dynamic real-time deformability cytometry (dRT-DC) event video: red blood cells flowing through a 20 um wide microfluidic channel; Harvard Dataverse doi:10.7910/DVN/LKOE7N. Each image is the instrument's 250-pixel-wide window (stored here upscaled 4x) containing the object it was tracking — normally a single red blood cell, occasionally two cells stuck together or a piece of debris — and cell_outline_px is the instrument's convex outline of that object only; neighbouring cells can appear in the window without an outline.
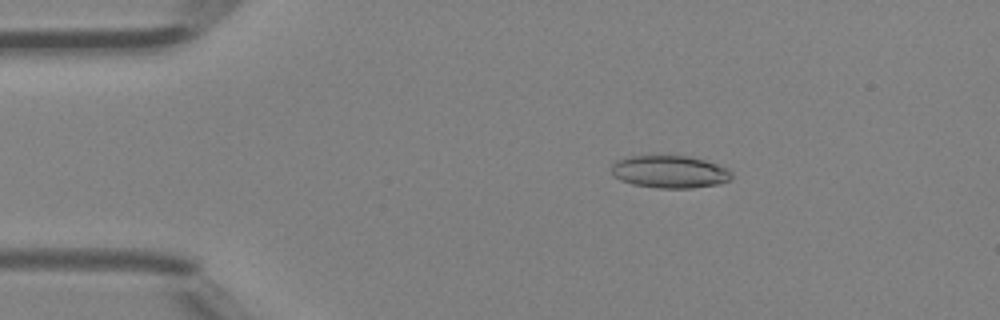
{"species": "Egyptian fruit bat (a non-hibernating species)", "species_latin": "Rousettus aegyptiacus", "temperature_condition": "room temperature", "stored_images_in_passage": 48, "camera_frame_rate_fps": 3000, "um_per_image_px": 0.085, "animal": {"sex": "female"}, "frame": {"image": 1, "passage_image": 9, "time_ms": 2.667, "image_size_px": [1000, 320], "cell_outline_px": [[732, 176], [728, 180], [720, 184], [692, 188], [660, 188], [632, 184], [620, 180], [612, 176], [612, 164], [616, 160], [624, 156], [688, 156], [704, 160], [728, 168], [732, 172]], "centroid_in_image_um": [56.9, 14.6], "position_along_channel_um": 28.1, "area_um2": 22.89}}
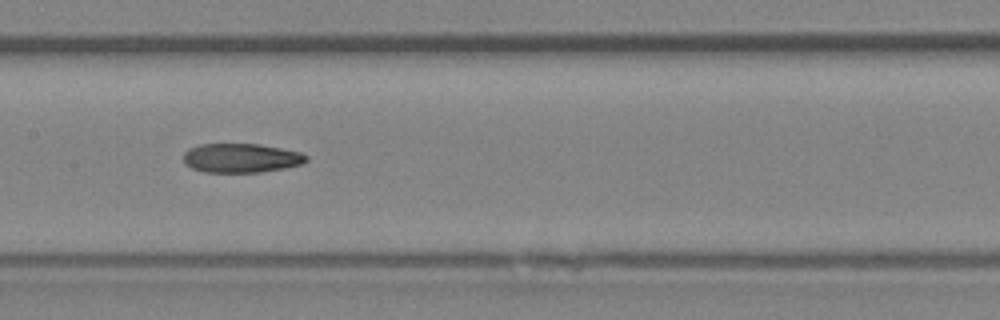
{"frame": {"image": 2, "passage_image": 24, "time_ms": 7.667, "image_size_px": [1000, 320], "cell_outline_px": [[308, 160], [300, 164], [284, 168], [256, 172], [204, 172], [192, 168], [184, 160], [184, 152], [188, 148], [200, 144], [260, 144], [300, 152], [308, 156]], "centroid_in_image_um": [20.49, 13.42], "position_along_channel_um": 186.9, "area_um2": 20.69}}
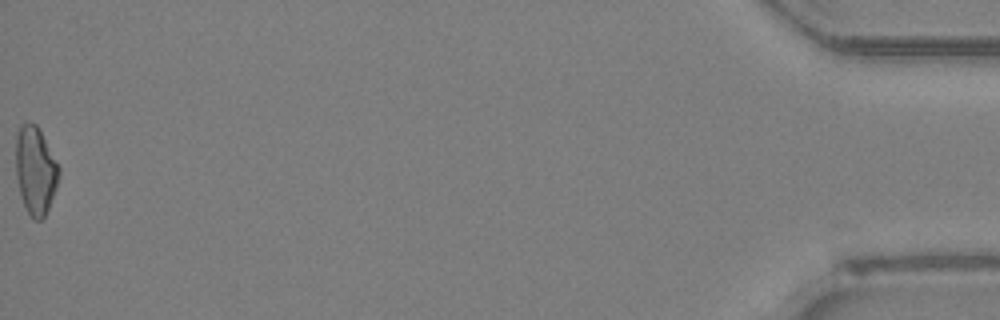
{"frame": {"image": 3, "passage_image": 48, "time_ms": 15.667, "image_size_px": [1000, 320], "cell_outline_px": [[60, 176], [56, 188], [48, 208], [44, 216], [40, 220], [36, 220], [28, 212], [20, 196], [16, 176], [16, 136], [20, 124], [36, 124], [60, 168]], "centroid_in_image_um": [3.0, 14.49], "position_along_channel_um": 432.2, "area_um2": 21.73}, "authors_computed_cell_mechanics": {"area_um2": 21.6172, "velocity_mm_per_s": 4.3852, "shape_relaxation_time_tau1_ms": null, "shape_relaxation_time_tau2_ms": 5.0405, "deformation_change_tau1": null, "deformation_change_tau2": 0.1446}}